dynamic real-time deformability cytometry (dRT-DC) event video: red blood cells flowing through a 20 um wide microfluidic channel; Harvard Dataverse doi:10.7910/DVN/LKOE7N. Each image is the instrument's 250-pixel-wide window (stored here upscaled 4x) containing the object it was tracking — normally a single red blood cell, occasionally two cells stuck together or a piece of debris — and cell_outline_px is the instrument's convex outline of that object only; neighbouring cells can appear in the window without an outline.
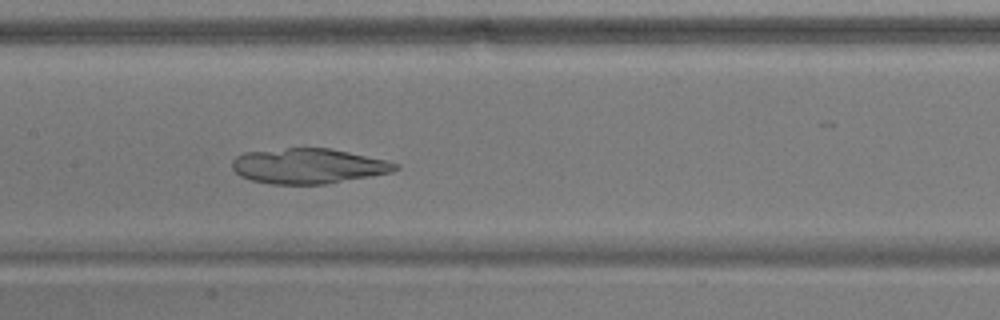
{"species": "common noctule bat (a hibernating species)", "species_latin": "Nyctalus noctula", "temperature_condition": "warm", "stored_images_in_passage": 53, "camera_frame_rate_fps": 3000, "um_per_image_px": 0.085, "animal": {"sex": "male", "body_mass_g": 17.9}, "frame": {"image": 1, "passage_image": 25, "time_ms": 8.0, "image_size_px": [1000, 320], "cell_outline_px": [[400, 168], [392, 172], [324, 184], [272, 184], [252, 180], [240, 176], [232, 168], [232, 160], [236, 156], [244, 152], [288, 148], [328, 148], [348, 152], [384, 160], [400, 164]], "centroid_in_image_um": [26.17, 14.11], "position_along_channel_um": 181.2, "area_um2": 33.18}}